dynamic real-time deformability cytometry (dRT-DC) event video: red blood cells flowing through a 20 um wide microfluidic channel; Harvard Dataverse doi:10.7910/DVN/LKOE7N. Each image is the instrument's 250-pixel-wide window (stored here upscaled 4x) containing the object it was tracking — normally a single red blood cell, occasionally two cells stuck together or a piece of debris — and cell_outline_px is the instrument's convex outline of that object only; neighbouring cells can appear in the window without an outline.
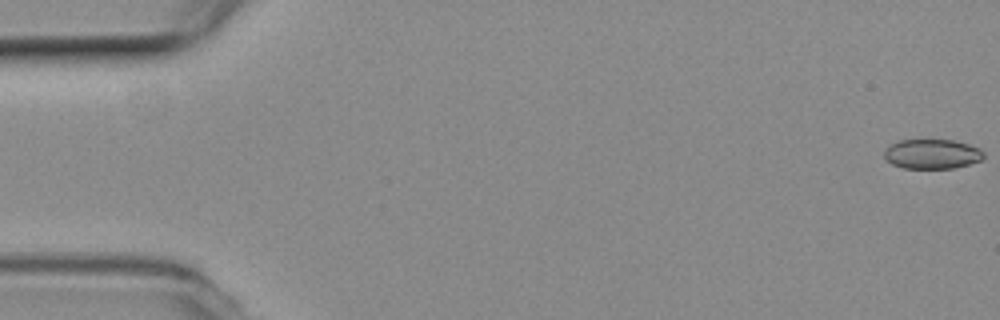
{"species": "common noctule bat (a hibernating species)", "species_latin": "Nyctalus noctula", "temperature_condition": "room temperature", "stored_images_in_passage": 54, "camera_frame_rate_fps": 3000, "um_per_image_px": 0.085, "animal": {"sex": "female", "body_mass_g": 19.3, "forearm_length_mm": 54.1}, "frame": {"image": 1, "passage_image": 1, "time_ms": 0.0, "image_size_px": [1000, 320], "cell_outline_px": [[984, 156], [980, 160], [968, 164], [952, 168], [904, 168], [892, 164], [884, 156], [884, 148], [888, 144], [896, 140], [924, 136], [952, 140], [968, 144], [980, 148], [984, 152]], "centroid_in_image_um": [79.15, 13.02], "position_along_channel_um": 5.8, "area_um2": 18.03}}
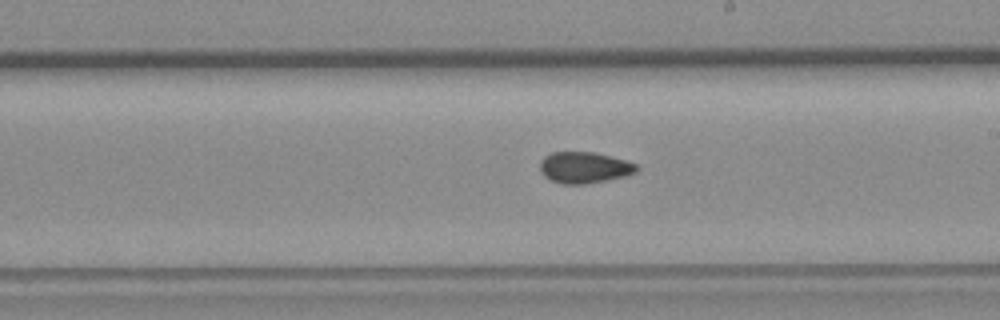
{"frame": {"image": 2, "passage_image": 31, "time_ms": 10.0, "image_size_px": [1000, 320], "cell_outline_px": [[640, 168], [636, 172], [628, 176], [608, 180], [584, 184], [560, 184], [544, 176], [540, 172], [540, 160], [544, 156], [552, 152], [596, 152], [612, 156], [636, 164]], "centroid_in_image_um": [49.68, 14.24], "position_along_channel_um": 239.3, "area_um2": 17.86}}
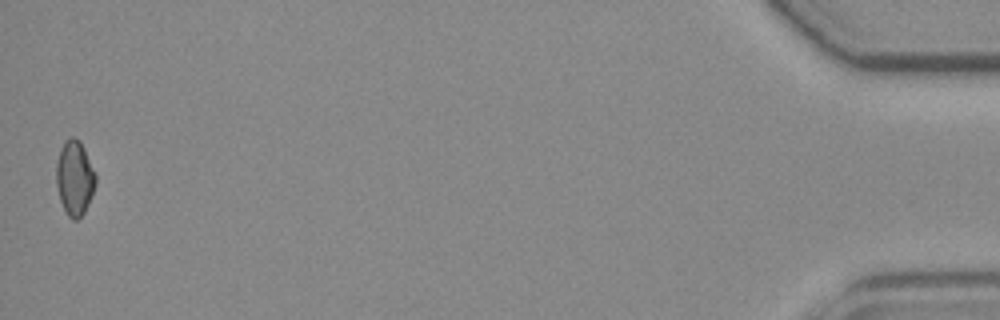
{"frame": {"image": 3, "passage_image": 54, "time_ms": 17.667, "image_size_px": [1000, 320], "cell_outline_px": [[96, 184], [88, 204], [84, 212], [76, 220], [72, 220], [68, 216], [60, 200], [56, 184], [56, 164], [60, 148], [64, 140], [68, 136], [72, 136], [80, 140], [96, 172]], "centroid_in_image_um": [6.34, 15.08], "position_along_channel_um": 428.9, "area_um2": 17.34}, "authors_computed_cell_mechanics": {"area_um2": 17.5134, "velocity_mm_per_s": 3.8062, "shape_relaxation_time_tau1_ms": null, "shape_relaxation_time_tau2_ms": 3.0947, "deformation_change_tau1": null, "deformation_change_tau2": 0.0742}}